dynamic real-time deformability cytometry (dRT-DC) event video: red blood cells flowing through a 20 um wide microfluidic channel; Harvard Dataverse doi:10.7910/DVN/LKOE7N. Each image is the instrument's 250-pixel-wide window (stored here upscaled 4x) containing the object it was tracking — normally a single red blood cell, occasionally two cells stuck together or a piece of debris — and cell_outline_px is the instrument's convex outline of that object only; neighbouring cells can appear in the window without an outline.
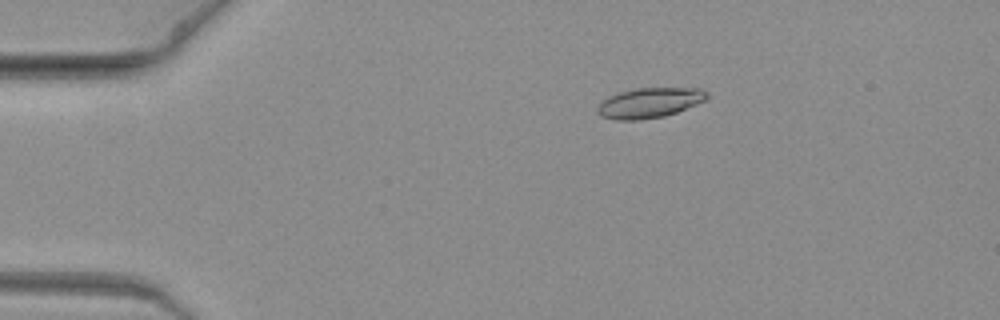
{"species": "common noctule bat (a hibernating species)", "species_latin": "Nyctalus noctula", "temperature_condition": "warm", "stored_images_in_passage": 7, "camera_frame_rate_fps": 3000, "um_per_image_px": 0.085, "animal": {"sex": "female", "body_mass_g": 19.3, "forearm_length_mm": 54.1}, "frame": {"image": 1, "passage_image": 4, "time_ms": 1.0, "image_size_px": [1000, 320], "cell_outline_px": [[708, 96], [704, 100], [676, 112], [664, 116], [640, 120], [616, 120], [600, 116], [596, 112], [596, 108], [608, 96], [620, 92], [636, 88], [700, 88], [708, 92]], "centroid_in_image_um": [55.17, 8.74], "position_along_channel_um": 29.8, "area_um2": 19.07}}